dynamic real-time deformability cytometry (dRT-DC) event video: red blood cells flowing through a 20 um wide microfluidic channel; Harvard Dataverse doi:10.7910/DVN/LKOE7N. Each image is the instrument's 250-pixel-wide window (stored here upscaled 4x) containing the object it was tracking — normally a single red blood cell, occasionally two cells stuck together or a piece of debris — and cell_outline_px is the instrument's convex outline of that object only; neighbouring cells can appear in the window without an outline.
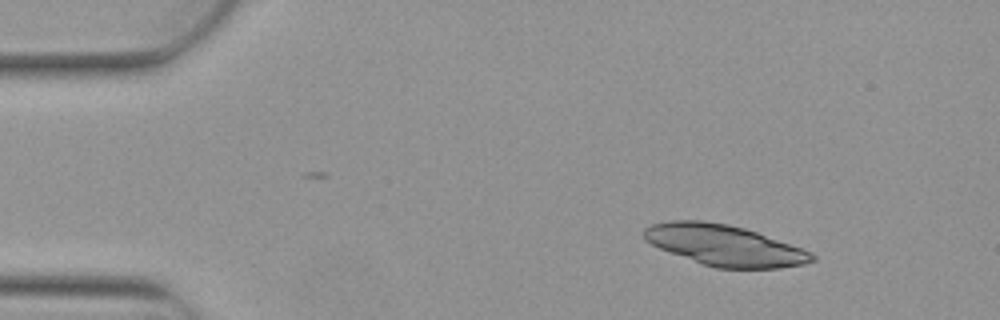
{"species": "Egyptian fruit bat (a non-hibernating species)", "species_latin": "Rousettus aegyptiacus", "temperature_condition": "warm", "stored_images_in_passage": 5, "segment_of_instrument_passage": [2, 2], "camera_frame_rate_fps": 3000, "um_per_image_px": 0.085, "animal": {"sex": "female"}, "frame": {"image": 1, "passage_image": 5, "time_ms": 1.333, "image_size_px": [1000, 320], "cell_outline_px": [[816, 260], [804, 264], [780, 268], [716, 268], [704, 264], [660, 248], [652, 244], [644, 236], [644, 228], [652, 224], [668, 220], [704, 220], [728, 224], [744, 228], [756, 232], [812, 252], [816, 256]], "centroid_in_image_um": [61.61, 20.84], "position_along_channel_um": 23.4, "area_um2": 39.54}}